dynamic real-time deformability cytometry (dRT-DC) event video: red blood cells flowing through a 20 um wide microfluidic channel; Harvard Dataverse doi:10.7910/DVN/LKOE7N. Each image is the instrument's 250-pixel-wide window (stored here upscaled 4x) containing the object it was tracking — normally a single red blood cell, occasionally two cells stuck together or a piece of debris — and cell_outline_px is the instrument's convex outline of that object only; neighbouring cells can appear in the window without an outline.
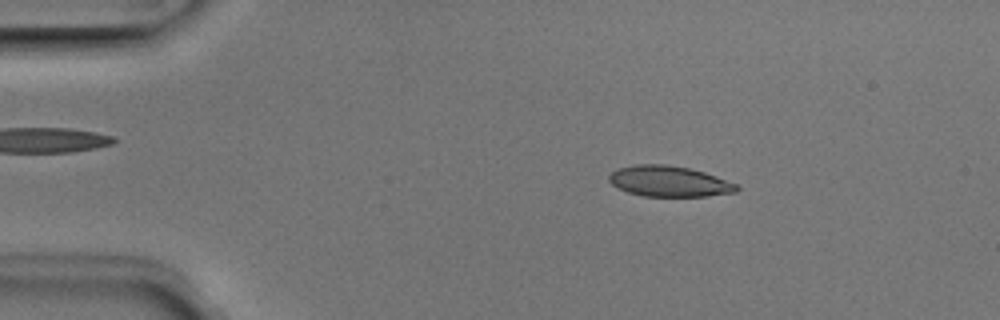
{"species": "Egyptian fruit bat (a non-hibernating species)", "species_latin": "Rousettus aegyptiacus", "temperature_condition": "room temperature", "stored_images_in_passage": 50, "camera_frame_rate_fps": 3000, "um_per_image_px": 0.085, "animal": {"sex": "male"}, "frame": {"image": 1, "passage_image": 8, "time_ms": 2.333, "image_size_px": [1000, 320], "cell_outline_px": [[740, 188], [736, 192], [708, 196], [644, 196], [628, 192], [612, 184], [608, 180], [608, 176], [612, 172], [620, 168], [632, 164], [664, 164], [688, 168], [704, 172], [716, 176], [736, 184]], "centroid_in_image_um": [56.88, 15.41], "position_along_channel_um": 28.1, "area_um2": 22.72}}
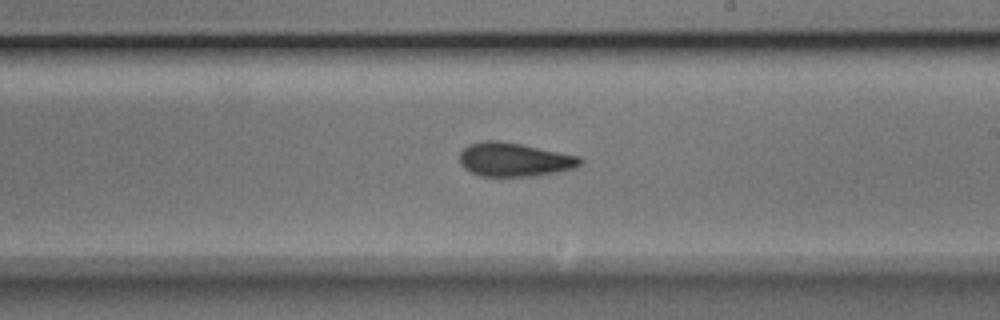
{"frame": {"image": 2, "passage_image": 29, "time_ms": 9.333, "image_size_px": [1000, 320], "cell_outline_px": [[584, 160], [576, 168], [556, 172], [532, 176], [480, 176], [464, 168], [460, 164], [460, 152], [468, 144], [484, 140], [496, 140], [520, 144], [580, 156]], "centroid_in_image_um": [43.71, 13.56], "position_along_channel_um": 245.3, "area_um2": 23.7}}
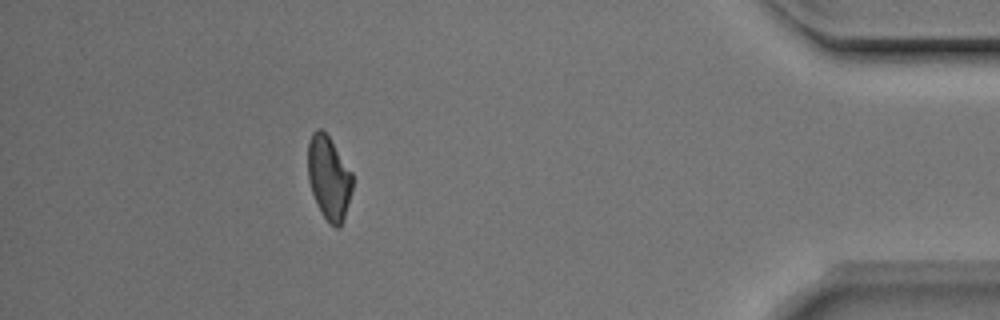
{"frame": {"image": 3, "passage_image": 45, "time_ms": 14.667, "image_size_px": [1000, 320], "cell_outline_px": [[352, 188], [344, 220], [340, 228], [336, 228], [328, 224], [312, 192], [308, 180], [308, 144], [312, 132], [316, 128], [320, 128], [328, 136], [352, 172]], "centroid_in_image_um": [27.95, 15.13], "position_along_channel_um": 407.2, "area_um2": 21.56}, "authors_computed_cell_mechanics": {"area_um2": 23.1489, "velocity_mm_per_s": 3.973, "shape_relaxation_time_tau1_ms": 3.4565, "shape_relaxation_time_tau2_ms": 1.9129, "deformation_change_tau1": 0.128, "deformation_change_tau2": 0.0816}}